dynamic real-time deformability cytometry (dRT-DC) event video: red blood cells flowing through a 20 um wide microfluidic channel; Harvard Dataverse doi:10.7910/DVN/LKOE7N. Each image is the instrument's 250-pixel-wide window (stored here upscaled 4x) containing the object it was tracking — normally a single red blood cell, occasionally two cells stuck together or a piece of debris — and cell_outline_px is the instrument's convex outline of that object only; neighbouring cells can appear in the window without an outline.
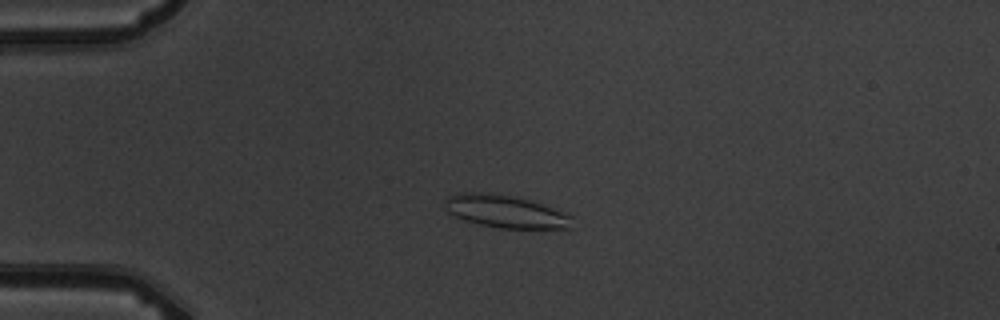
{"species": "common noctule bat (a hibernating species)", "species_latin": "Nyctalus noctula", "temperature_condition": "warm", "stored_images_in_passage": 6, "camera_frame_rate_fps": 3000, "um_per_image_px": 0.085, "animal": {"sex": "male", "body_mass_g": 19.5, "forearm_length_mm": 54.6}, "frame": {"image": 1, "passage_image": 4, "time_ms": 4.0, "image_size_px": [1000, 320], "cell_outline_px": [[572, 228], [500, 228], [480, 224], [464, 220], [448, 212], [444, 208], [444, 200], [448, 196], [464, 192], [492, 192], [512, 196], [528, 200], [552, 208], [572, 216]], "centroid_in_image_um": [42.92, 17.97], "position_along_channel_um": 42.1, "area_um2": 24.04}}
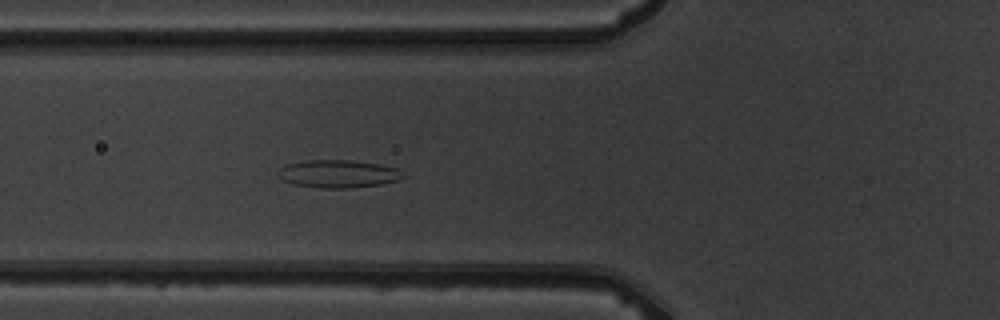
{"frame": {"image": 2, "passage_image": 6, "time_ms": 6.333, "image_size_px": [1000, 320], "cell_outline_px": [[408, 176], [400, 180], [380, 184], [352, 188], [320, 188], [296, 184], [284, 180], [276, 176], [276, 172], [280, 168], [288, 164], [308, 160], [348, 160], [380, 164], [396, 168]], "centroid_in_image_um": [28.78, 14.78], "position_along_channel_um": 97.0, "area_um2": 20.29}}